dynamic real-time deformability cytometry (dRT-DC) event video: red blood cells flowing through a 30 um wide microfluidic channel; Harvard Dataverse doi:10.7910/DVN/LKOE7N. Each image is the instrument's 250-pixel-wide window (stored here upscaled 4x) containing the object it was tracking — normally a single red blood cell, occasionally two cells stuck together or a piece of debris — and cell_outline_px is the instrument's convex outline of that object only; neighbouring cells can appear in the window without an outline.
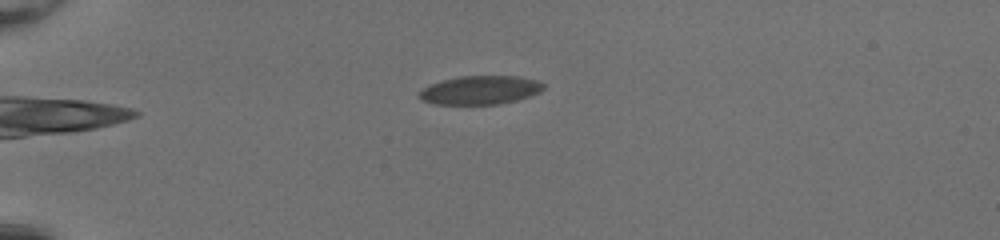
{"species": "common noctule bat (a hibernating species)", "species_latin": "Nyctalus noctula", "temperature_condition": "room temperature", "stored_images_in_passage": 40, "camera_frame_rate_fps": 3000, "um_per_image_px": 0.085, "animal": {"sex": "female", "body_mass_g": 20.0, "forearm_length_mm": 54.0}, "frame": {"image": 1, "passage_image": 1, "time_ms": 0.0, "image_size_px": [1000, 240], "cell_outline_px": [[544, 88], [540, 92], [516, 100], [500, 104], [432, 104], [420, 100], [416, 96], [424, 88], [432, 84], [444, 80], [460, 76], [516, 76], [536, 80], [544, 84]], "centroid_in_image_um": [40.8, 7.66], "position_along_channel_um": 44.2, "area_um2": 20.63}}
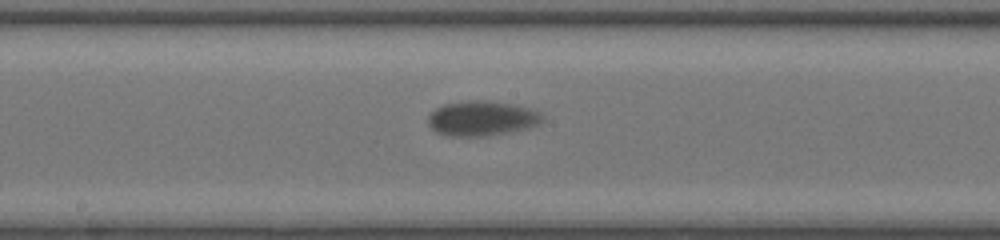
{"frame": {"image": 2, "passage_image": 17, "time_ms": 5.333, "image_size_px": [1000, 240], "cell_outline_px": [[544, 120], [540, 124], [528, 128], [512, 132], [484, 136], [444, 136], [436, 132], [428, 124], [428, 116], [436, 108], [444, 104], [468, 100], [484, 100], [512, 104], [528, 108], [540, 112], [544, 116]], "centroid_in_image_um": [40.97, 10.07], "position_along_channel_um": 207.2, "area_um2": 23.47}}
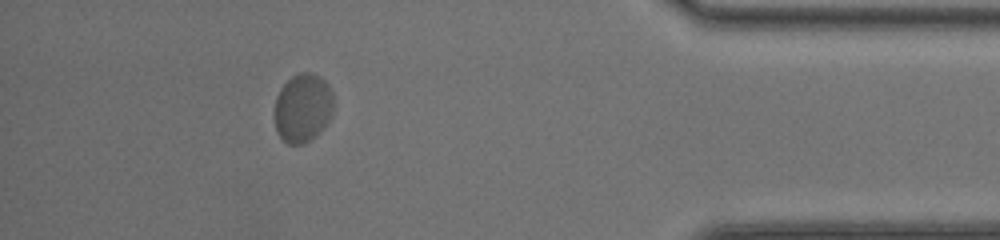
{"frame": {"image": 3, "passage_image": 35, "time_ms": 11.333, "image_size_px": [1000, 240], "cell_outline_px": [[332, 116], [324, 128], [316, 136], [304, 144], [288, 144], [276, 132], [276, 96], [280, 88], [292, 76], [300, 72], [312, 72], [320, 76], [328, 84], [332, 92]], "centroid_in_image_um": [25.76, 9.17], "position_along_channel_um": 409.4, "area_um2": 23.7}, "authors_computed_cell_mechanics": {"area_um2": 22.6865, "velocity_mm_per_s": 3.9798, "shape_relaxation_time_tau1_ms": 4.4144, "shape_relaxation_time_tau2_ms": null, "deformation_change_tau1": 0.1335, "deformation_change_tau2": null}}